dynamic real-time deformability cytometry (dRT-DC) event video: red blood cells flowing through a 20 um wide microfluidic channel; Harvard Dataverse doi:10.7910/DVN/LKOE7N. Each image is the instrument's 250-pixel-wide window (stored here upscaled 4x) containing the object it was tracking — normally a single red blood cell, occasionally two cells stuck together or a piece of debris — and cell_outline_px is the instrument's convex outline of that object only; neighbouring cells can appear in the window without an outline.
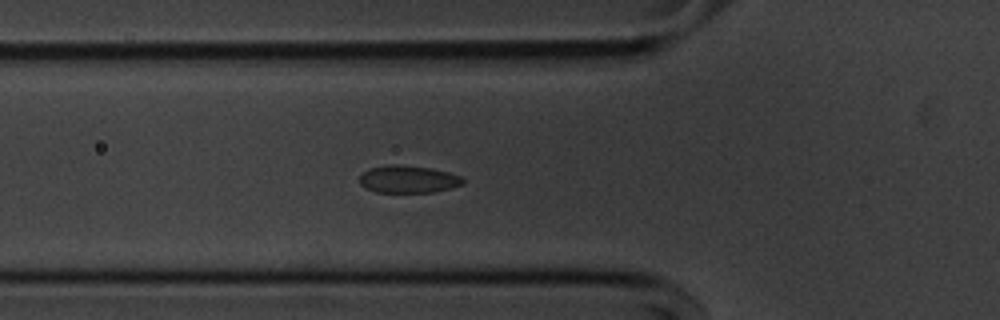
{"species": "common noctule bat (a hibernating species)", "species_latin": "Nyctalus noctula", "temperature_condition": "cold", "stored_images_in_passage": 18, "camera_frame_rate_fps": 3000, "um_per_image_px": 0.085, "animal": {"sex": "male", "body_mass_g": 20.1, "forearm_length_mm": 53.5}, "frame": {"image": 1, "passage_image": 11, "time_ms": 3.333, "image_size_px": [1000, 320], "cell_outline_px": [[464, 184], [452, 188], [432, 192], [376, 192], [364, 188], [360, 184], [360, 176], [368, 168], [388, 164], [396, 164], [432, 168], [464, 176]], "centroid_in_image_um": [34.72, 15.23], "position_along_channel_um": 91.1, "area_um2": 16.76}}